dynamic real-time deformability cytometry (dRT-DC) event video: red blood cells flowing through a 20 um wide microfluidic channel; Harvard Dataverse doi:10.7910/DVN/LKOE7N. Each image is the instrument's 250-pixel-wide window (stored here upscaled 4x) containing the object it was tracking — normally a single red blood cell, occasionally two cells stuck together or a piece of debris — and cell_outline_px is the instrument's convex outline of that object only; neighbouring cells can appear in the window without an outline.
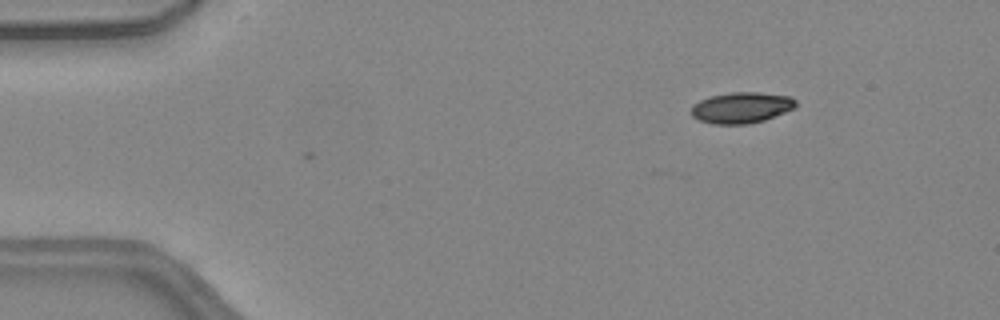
{"species": "common noctule bat (a hibernating species)", "species_latin": "Nyctalus noctula", "temperature_condition": "warm", "stored_images_in_passage": 3, "camera_frame_rate_fps": 3000, "um_per_image_px": 0.085, "animal": {"sex": "female", "body_mass_g": 24.6, "forearm_length_mm": 56.2}, "frame": {"image": 1, "passage_image": 1, "time_ms": 0.0, "image_size_px": [1000, 320], "cell_outline_px": [[796, 108], [764, 120], [748, 124], [712, 124], [700, 120], [692, 116], [692, 104], [700, 100], [712, 96], [732, 92], [756, 92], [792, 96], [796, 100]], "centroid_in_image_um": [63.05, 9.15], "position_along_channel_um": 22.0, "area_um2": 18.9}}